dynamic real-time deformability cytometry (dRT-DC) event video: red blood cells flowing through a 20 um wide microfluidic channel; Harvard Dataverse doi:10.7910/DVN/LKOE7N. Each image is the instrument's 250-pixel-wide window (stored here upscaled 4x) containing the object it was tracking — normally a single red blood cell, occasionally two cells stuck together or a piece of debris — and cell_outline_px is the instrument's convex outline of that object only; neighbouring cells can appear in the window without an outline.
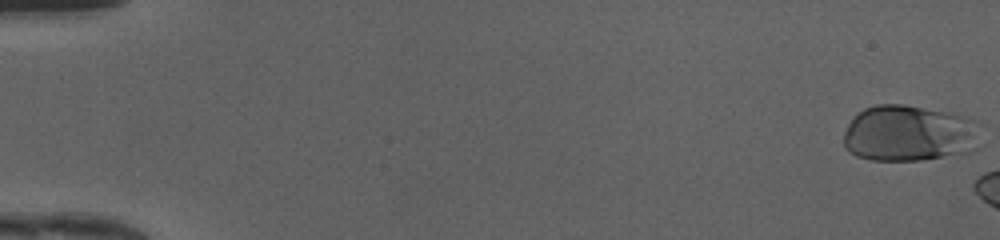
{"species": "human", "species_latin": "Homo sapiens", "temperature_condition": "cold", "stored_images_in_passage": 7, "camera_frame_rate_fps": 3000, "um_per_image_px": 0.085, "donor": {"sex": "female"}, "frame": {"image": 1, "passage_image": 1, "time_ms": 0.0, "image_size_px": [1000, 240], "cell_outline_px": [[980, 148], [972, 152], [920, 160], [872, 160], [856, 156], [848, 152], [844, 148], [844, 132], [848, 124], [856, 112], [864, 108], [876, 104], [904, 104], [952, 112], [972, 120]], "centroid_in_image_um": [77.21, 11.34], "position_along_channel_um": 7.8, "area_um2": 45.2}}